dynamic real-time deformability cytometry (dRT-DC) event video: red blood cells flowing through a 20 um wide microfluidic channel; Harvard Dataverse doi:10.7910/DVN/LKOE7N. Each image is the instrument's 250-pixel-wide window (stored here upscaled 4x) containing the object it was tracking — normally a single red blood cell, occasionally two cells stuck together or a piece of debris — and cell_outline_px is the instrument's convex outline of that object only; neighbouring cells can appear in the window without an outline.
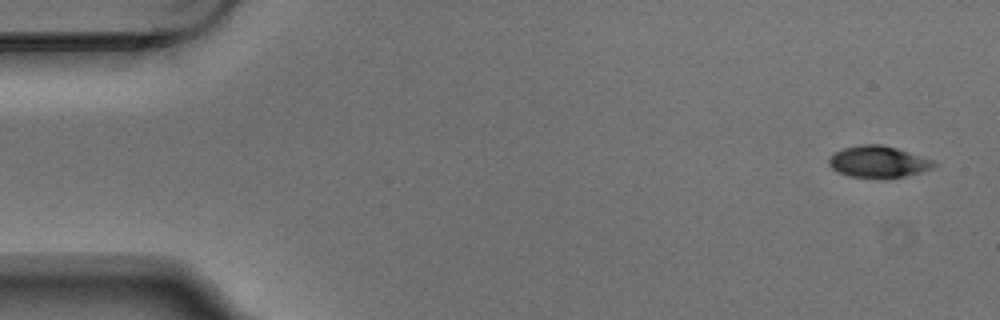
{"species": "Egyptian fruit bat (a non-hibernating species)", "species_latin": "Rousettus aegyptiacus", "temperature_condition": "warm", "stored_images_in_passage": 7, "camera_frame_rate_fps": 3000, "um_per_image_px": 0.085, "animal": {"sex": "male"}, "frame": {"image": 1, "passage_image": 1, "time_ms": 0.0, "image_size_px": [1000, 320], "cell_outline_px": [[936, 164], [932, 168], [920, 172], [904, 176], [852, 176], [840, 172], [832, 168], [828, 164], [828, 160], [836, 152], [844, 148], [860, 144], [884, 144], [932, 160]], "centroid_in_image_um": [74.64, 13.71], "position_along_channel_um": 10.4, "area_um2": 18.55}}
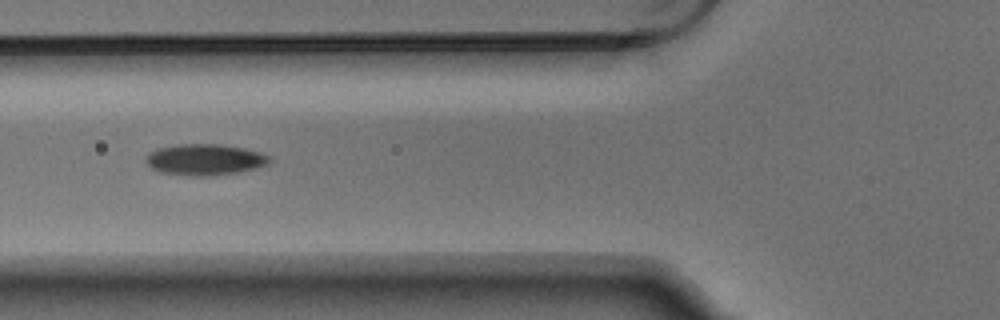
{"frame": {"image": 2, "passage_image": 6, "time_ms": 1.667, "image_size_px": [1000, 320], "cell_outline_px": [[272, 160], [268, 164], [256, 168], [236, 172], [200, 176], [196, 176], [160, 172], [152, 168], [144, 160], [148, 152], [156, 148], [176, 144], [220, 144], [244, 148], [260, 152], [272, 156]], "centroid_in_image_um": [17.4, 13.54], "position_along_channel_um": 108.4, "area_um2": 22.48}}
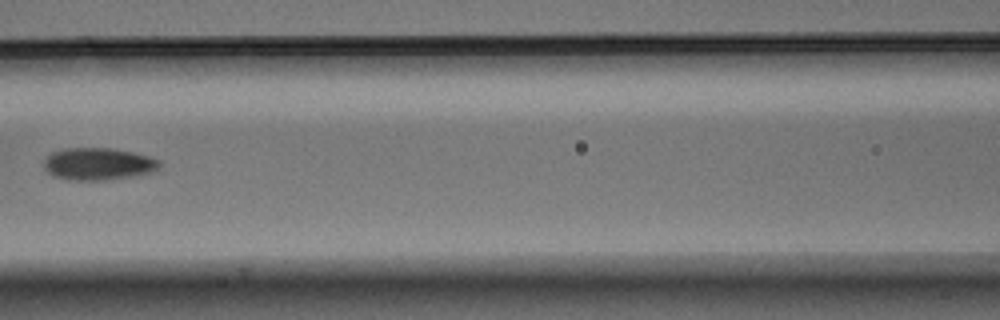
{"frame": {"image": 3, "passage_image": 7, "time_ms": 2.0, "image_size_px": [1000, 320], "cell_outline_px": [[160, 168], [152, 172], [136, 176], [104, 180], [68, 180], [52, 176], [44, 168], [44, 160], [52, 152], [64, 148], [112, 148], [132, 152], [148, 156], [160, 160]], "centroid_in_image_um": [8.35, 13.94], "position_along_channel_um": 158.2, "area_um2": 21.91}}